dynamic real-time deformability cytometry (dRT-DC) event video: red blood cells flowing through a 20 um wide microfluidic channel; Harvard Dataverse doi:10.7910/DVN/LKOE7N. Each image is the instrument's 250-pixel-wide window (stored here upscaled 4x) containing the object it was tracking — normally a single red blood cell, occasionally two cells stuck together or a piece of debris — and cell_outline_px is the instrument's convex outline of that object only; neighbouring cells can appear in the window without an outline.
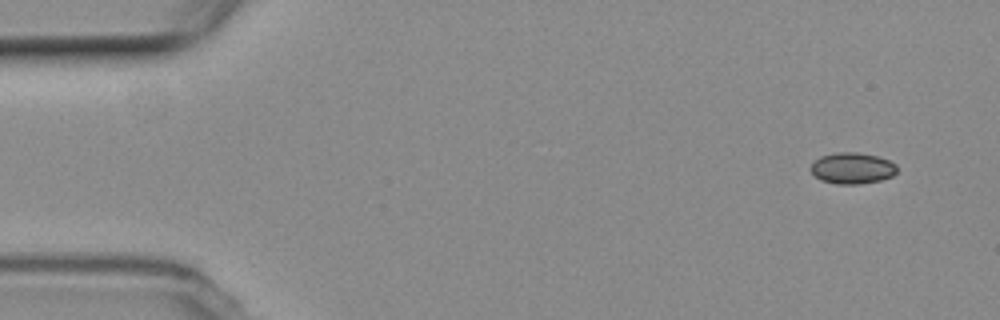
{"species": "common noctule bat (a hibernating species)", "species_latin": "Nyctalus noctula", "temperature_condition": "room temperature", "stored_images_in_passage": 6, "camera_frame_rate_fps": 3000, "um_per_image_px": 0.085, "animal": {"sex": "female", "body_mass_g": 19.3, "forearm_length_mm": 54.1}, "frame": {"image": 1, "passage_image": 1, "time_ms": 0.0, "image_size_px": [1000, 320], "cell_outline_px": [[896, 172], [892, 176], [880, 180], [856, 184], [836, 184], [820, 180], [812, 172], [812, 164], [820, 156], [836, 152], [860, 152], [876, 156], [888, 160], [896, 164]], "centroid_in_image_um": [72.44, 14.29], "position_along_channel_um": 12.6, "area_um2": 15.55}}
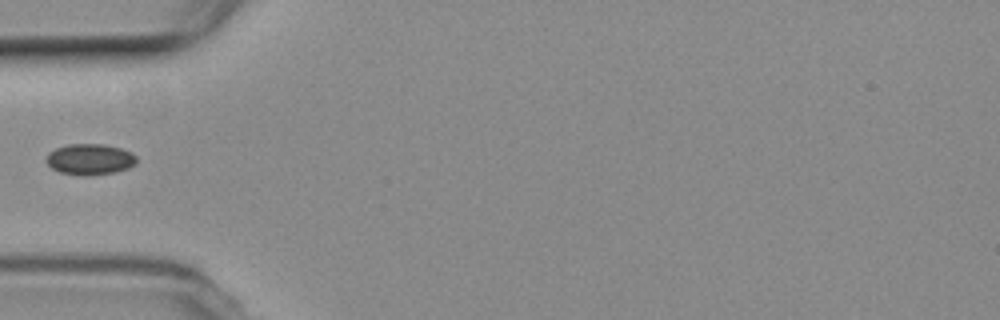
{"frame": {"image": 2, "passage_image": 5, "time_ms": 4.667, "image_size_px": [1000, 320], "cell_outline_px": [[136, 164], [128, 168], [116, 172], [88, 176], [84, 176], [60, 172], [52, 168], [48, 164], [48, 152], [56, 148], [68, 144], [104, 144], [120, 148], [132, 152], [136, 156]], "centroid_in_image_um": [7.67, 13.54], "position_along_channel_um": 77.3, "area_um2": 16.3}}
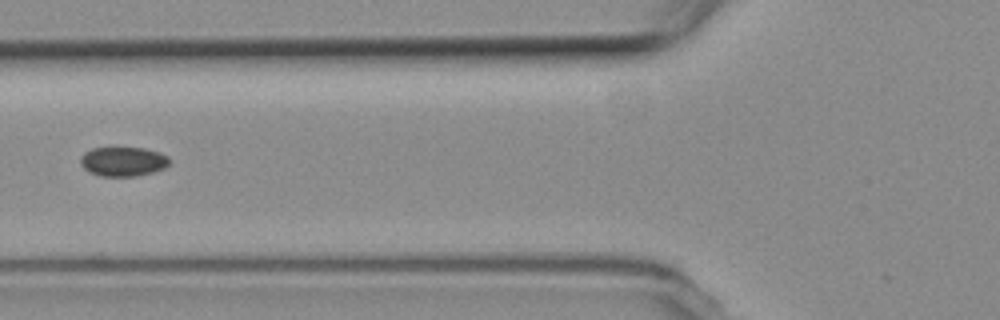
{"frame": {"image": 3, "passage_image": 6, "time_ms": 5.667, "image_size_px": [1000, 320], "cell_outline_px": [[172, 160], [164, 168], [152, 172], [136, 176], [100, 176], [84, 168], [80, 164], [80, 160], [84, 152], [92, 148], [144, 148], [160, 152], [168, 156]], "centroid_in_image_um": [10.49, 13.72], "position_along_channel_um": 115.3, "area_um2": 15.2}}